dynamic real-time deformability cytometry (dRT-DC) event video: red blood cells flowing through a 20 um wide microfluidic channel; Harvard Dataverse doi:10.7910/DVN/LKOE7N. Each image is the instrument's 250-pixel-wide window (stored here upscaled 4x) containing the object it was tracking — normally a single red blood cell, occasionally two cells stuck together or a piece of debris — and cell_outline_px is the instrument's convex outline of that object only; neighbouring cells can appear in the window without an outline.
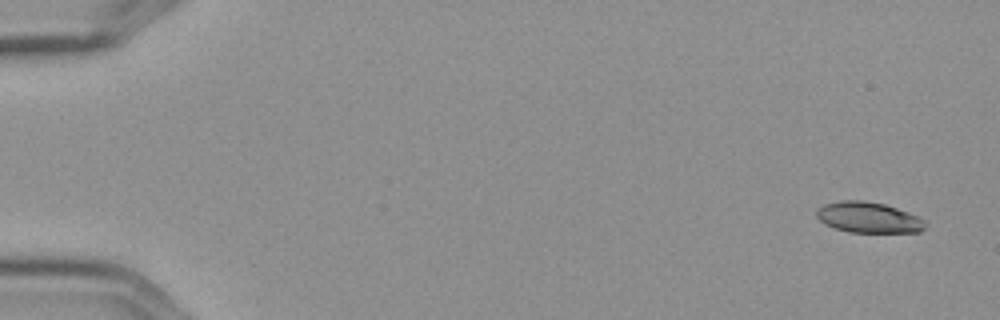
{"species": "Egyptian fruit bat (a non-hibernating species)", "species_latin": "Rousettus aegyptiacus", "temperature_condition": "cold", "stored_images_in_passage": 5, "camera_frame_rate_fps": 3000, "um_per_image_px": 0.085, "frame": {"image": 1, "passage_image": 1, "time_ms": 0.0, "image_size_px": [1000, 320], "cell_outline_px": [[924, 228], [920, 232], [848, 232], [824, 224], [816, 216], [816, 208], [824, 204], [840, 200], [864, 200], [884, 204], [908, 212], [924, 220]], "centroid_in_image_um": [73.77, 18.47], "position_along_channel_um": 11.2, "area_um2": 19.42}}
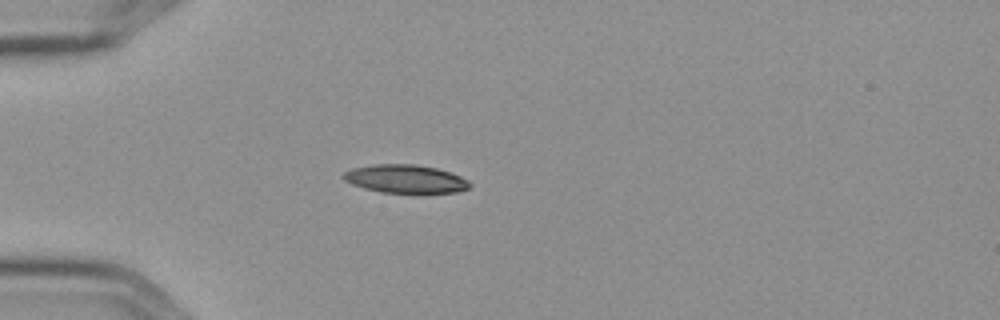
{"frame": {"image": 2, "passage_image": 5, "time_ms": 1.333, "image_size_px": [1000, 320], "cell_outline_px": [[472, 184], [468, 188], [460, 192], [380, 192], [364, 188], [352, 184], [344, 180], [340, 176], [344, 172], [352, 168], [372, 164], [416, 164], [436, 168], [460, 176], [468, 180]], "centroid_in_image_um": [34.43, 15.19], "position_along_channel_um": 50.6, "area_um2": 20.75}}